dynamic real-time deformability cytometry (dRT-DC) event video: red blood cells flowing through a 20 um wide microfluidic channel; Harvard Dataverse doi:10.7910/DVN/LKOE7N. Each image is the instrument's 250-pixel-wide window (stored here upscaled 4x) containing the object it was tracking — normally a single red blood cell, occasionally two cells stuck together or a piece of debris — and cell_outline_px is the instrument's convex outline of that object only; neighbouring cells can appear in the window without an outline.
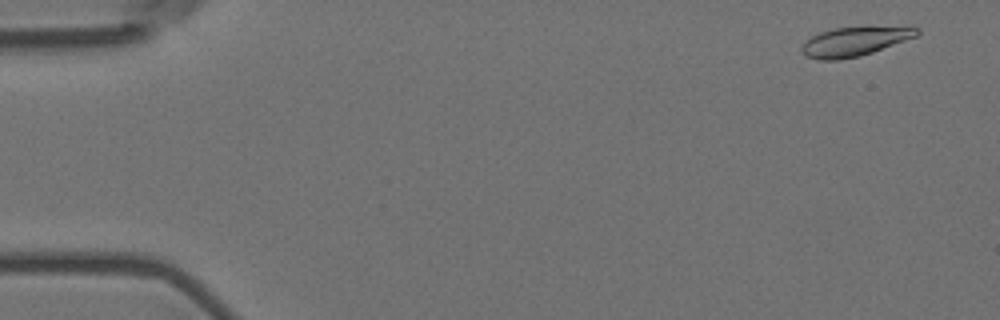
{"species": "Egyptian fruit bat (a non-hibernating species)", "species_latin": "Rousettus aegyptiacus", "temperature_condition": "room temperature", "stored_images_in_passage": 9, "camera_frame_rate_fps": 3000, "um_per_image_px": 0.085, "animal": {"sex": "female"}, "frame": {"image": 1, "passage_image": 3, "time_ms": 0.667, "image_size_px": [1000, 320], "cell_outline_px": [[920, 32], [916, 36], [872, 52], [860, 56], [836, 60], [820, 60], [804, 56], [800, 48], [812, 36], [820, 32], [836, 28], [908, 24], [912, 24], [920, 28]], "centroid_in_image_um": [72.75, 3.48], "position_along_channel_um": 12.3, "area_um2": 20.06}}